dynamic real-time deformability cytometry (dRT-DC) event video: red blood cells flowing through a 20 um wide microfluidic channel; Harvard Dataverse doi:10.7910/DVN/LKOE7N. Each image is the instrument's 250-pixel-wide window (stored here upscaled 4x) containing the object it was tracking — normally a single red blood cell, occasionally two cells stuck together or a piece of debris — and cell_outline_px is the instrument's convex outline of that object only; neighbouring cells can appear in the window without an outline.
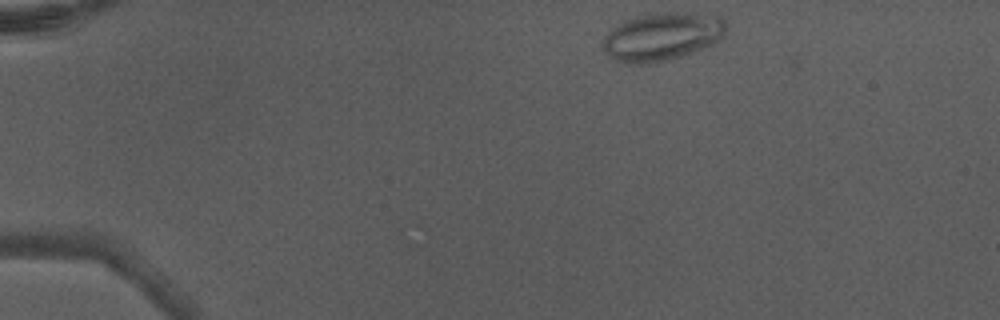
{"species": "Egyptian fruit bat (a non-hibernating species)", "species_latin": "Rousettus aegyptiacus", "temperature_condition": "warm", "stored_images_in_passage": 4, "camera_frame_rate_fps": 3000, "um_per_image_px": 0.085, "animal": {"sex": "male"}, "frame": {"image": 1, "passage_image": 1, "time_ms": 0.0, "image_size_px": [1000, 320], "cell_outline_px": [[724, 32], [720, 40], [704, 48], [668, 60], [648, 64], [628, 64], [612, 60], [604, 52], [604, 40], [608, 32], [624, 20], [636, 16], [664, 12], [688, 12], [720, 16], [724, 20]], "centroid_in_image_um": [56.26, 3.12], "position_along_channel_um": 28.7, "area_um2": 34.51}}